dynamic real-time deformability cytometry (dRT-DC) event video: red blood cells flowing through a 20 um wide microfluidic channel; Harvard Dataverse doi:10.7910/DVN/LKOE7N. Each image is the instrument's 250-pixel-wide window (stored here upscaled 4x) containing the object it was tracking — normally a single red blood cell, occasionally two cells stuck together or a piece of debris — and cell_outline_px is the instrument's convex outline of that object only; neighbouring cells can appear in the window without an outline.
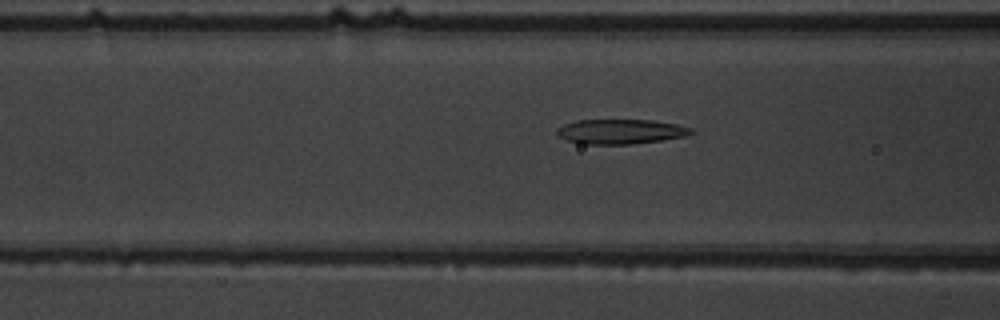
{"species": "common noctule bat (a hibernating species)", "species_latin": "Nyctalus noctula", "temperature_condition": "warm", "stored_images_in_passage": 9, "camera_frame_rate_fps": 3000, "um_per_image_px": 0.085, "animal": {"sex": "male", "body_mass_g": 19.5, "forearm_length_mm": 54.6}, "frame": {"image": 1, "passage_image": 7, "time_ms": 2.0, "image_size_px": [1000, 320], "cell_outline_px": [[692, 132], [684, 136], [660, 140], [632, 144], [584, 144], [568, 140], [556, 136], [556, 128], [564, 124], [576, 120], [652, 120], [676, 124], [692, 128]], "centroid_in_image_um": [52.69, 11.18], "position_along_channel_um": 113.9, "area_um2": 19.25}}